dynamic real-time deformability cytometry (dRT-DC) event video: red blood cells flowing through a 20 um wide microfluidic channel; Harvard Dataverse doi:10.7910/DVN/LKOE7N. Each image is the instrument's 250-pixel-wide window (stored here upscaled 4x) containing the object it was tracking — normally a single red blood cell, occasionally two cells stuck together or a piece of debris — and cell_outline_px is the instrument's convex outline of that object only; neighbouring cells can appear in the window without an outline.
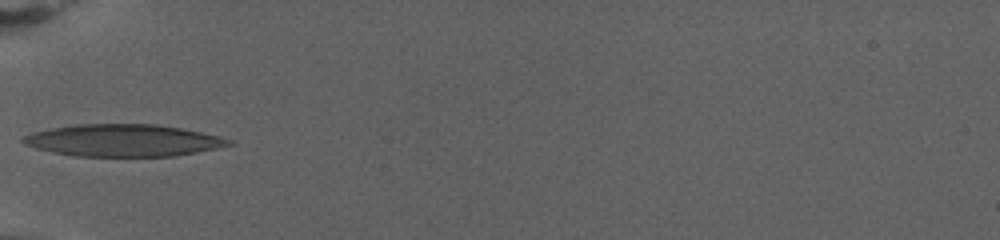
{"species": "human", "species_latin": "Homo sapiens", "temperature_condition": "warm", "stored_images_in_passage": 38, "camera_frame_rate_fps": 3000, "um_per_image_px": 0.085, "donor": {"sex": "female"}, "frame": {"image": 1, "passage_image": 1, "time_ms": 0.0, "image_size_px": [1000, 240], "cell_outline_px": [[232, 144], [196, 152], [176, 156], [76, 156], [52, 152], [36, 148], [24, 144], [20, 140], [24, 136], [32, 132], [52, 128], [76, 124], [156, 124], [180, 128], [220, 136], [228, 140]], "centroid_in_image_um": [10.41, 11.93], "position_along_channel_um": 74.6, "area_um2": 38.15}}
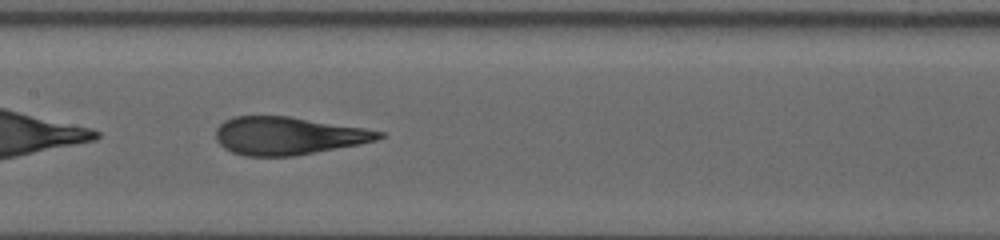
{"frame": {"image": 2, "passage_image": 12, "time_ms": 3.667, "image_size_px": [1000, 240], "cell_outline_px": [[384, 136], [376, 140], [360, 144], [296, 156], [244, 156], [232, 152], [224, 148], [216, 140], [216, 128], [224, 120], [236, 116], [288, 116], [364, 128], [384, 132]], "centroid_in_image_um": [24.47, 11.55], "position_along_channel_um": 182.9, "area_um2": 35.95}}
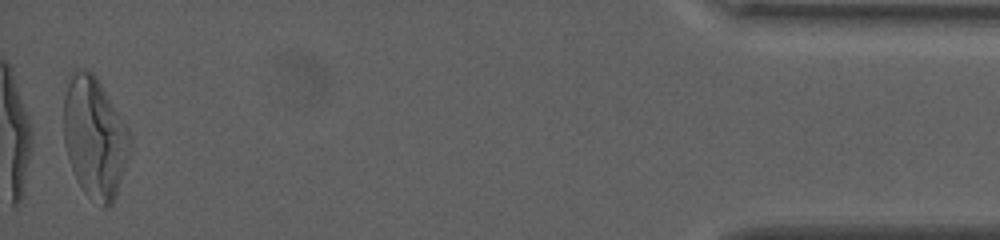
{"frame": {"image": 3, "passage_image": 37, "time_ms": 12.0, "image_size_px": [1000, 240], "cell_outline_px": [[132, 144], [116, 196], [112, 204], [108, 208], [100, 208], [84, 192], [76, 180], [68, 160], [64, 144], [64, 96], [68, 84], [72, 76], [76, 72], [92, 72], [96, 76], [128, 128]], "centroid_in_image_um": [8.06, 11.79], "position_along_channel_um": 427.1, "area_um2": 46.47}, "authors_computed_cell_mechanics": {"area_um2": 38.0035, "velocity_mm_per_s": 4.0841, "shape_relaxation_time_tau1_ms": null, "shape_relaxation_time_tau2_ms": 1.5349, "deformation_change_tau1": null, "deformation_change_tau2": 0.1101}}